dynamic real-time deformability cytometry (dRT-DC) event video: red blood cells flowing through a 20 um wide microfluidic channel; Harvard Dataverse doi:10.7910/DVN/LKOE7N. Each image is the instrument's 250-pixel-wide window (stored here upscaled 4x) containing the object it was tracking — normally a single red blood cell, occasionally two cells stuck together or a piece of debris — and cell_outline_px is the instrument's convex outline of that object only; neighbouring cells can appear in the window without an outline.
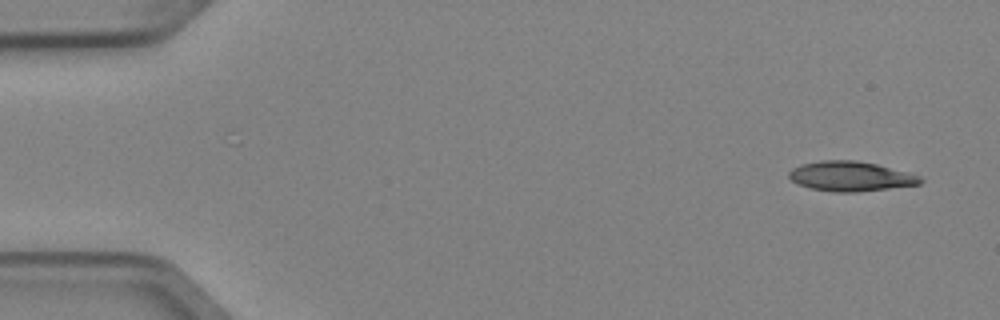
{"species": "Egyptian fruit bat (a non-hibernating species)", "species_latin": "Rousettus aegyptiacus", "temperature_condition": "cold", "stored_images_in_passage": 6, "camera_frame_rate_fps": 3000, "um_per_image_px": 0.085, "animal": {"sex": "female"}, "frame": {"image": 1, "passage_image": 1, "time_ms": 0.0, "image_size_px": [1000, 320], "cell_outline_px": [[924, 180], [920, 184], [856, 192], [832, 192], [808, 188], [796, 184], [788, 176], [788, 172], [792, 168], [800, 164], [820, 160], [856, 160], [876, 164], [908, 172], [920, 176]], "centroid_in_image_um": [72.25, 14.98], "position_along_channel_um": 12.7, "area_um2": 22.95}}
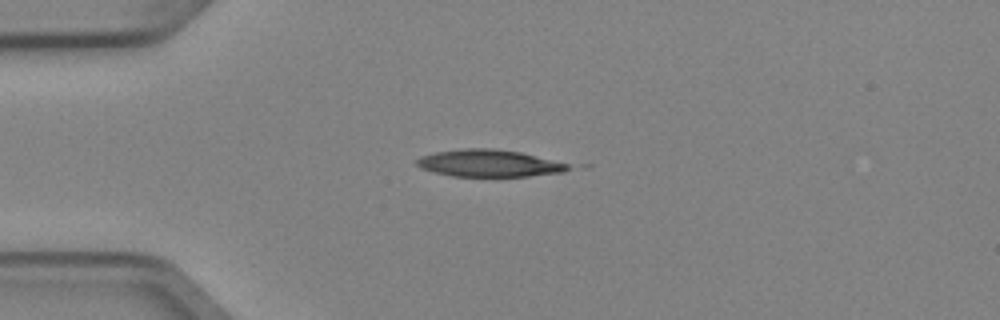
{"frame": {"image": 2, "passage_image": 3, "time_ms": 0.667, "image_size_px": [1000, 320], "cell_outline_px": [[572, 168], [564, 172], [528, 176], [452, 176], [420, 168], [416, 164], [416, 160], [420, 156], [436, 152], [464, 148], [492, 148], [520, 152], [568, 164]], "centroid_in_image_um": [41.55, 13.87], "position_along_channel_um": 43.5, "area_um2": 23.7}}
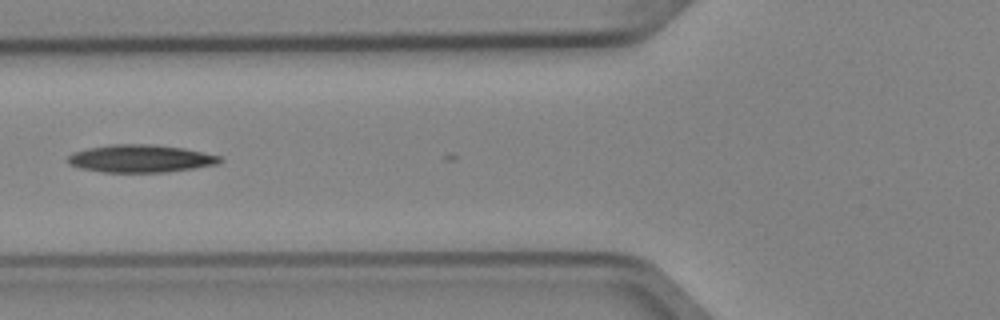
{"frame": {"image": 3, "passage_image": 5, "time_ms": 1.333, "image_size_px": [1000, 320], "cell_outline_px": [[224, 160], [220, 164], [164, 172], [104, 172], [80, 168], [68, 164], [64, 160], [72, 152], [88, 148], [112, 144], [152, 144], [184, 148], [204, 152], [220, 156]], "centroid_in_image_um": [11.93, 13.47], "position_along_channel_um": 113.9, "area_um2": 24.68}}